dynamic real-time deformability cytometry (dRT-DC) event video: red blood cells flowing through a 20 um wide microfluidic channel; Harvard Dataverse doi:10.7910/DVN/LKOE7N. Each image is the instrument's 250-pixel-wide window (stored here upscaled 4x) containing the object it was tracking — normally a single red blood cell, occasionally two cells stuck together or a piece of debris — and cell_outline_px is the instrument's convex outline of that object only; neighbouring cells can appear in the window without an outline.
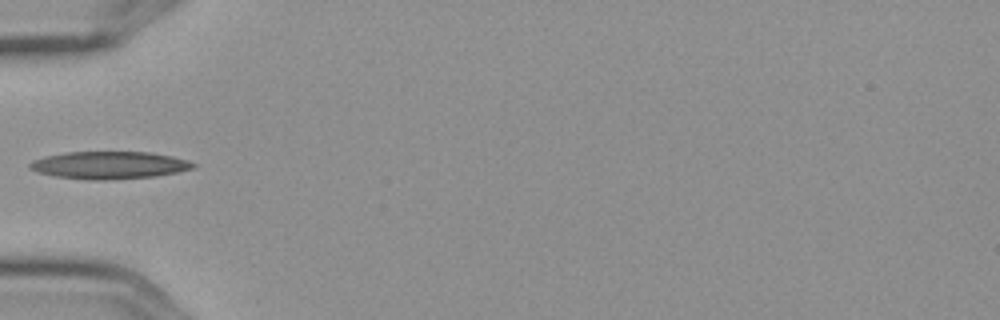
{"species": "Egyptian fruit bat (a non-hibernating species)", "species_latin": "Rousettus aegyptiacus", "temperature_condition": "cold", "stored_images_in_passage": 6, "camera_frame_rate_fps": 3000, "um_per_image_px": 0.085, "frame": {"image": 1, "passage_image": 5, "time_ms": 1.333, "image_size_px": [1000, 320], "cell_outline_px": [[196, 164], [192, 168], [176, 172], [156, 176], [104, 180], [88, 180], [56, 176], [40, 172], [28, 168], [28, 164], [32, 160], [44, 156], [64, 152], [152, 152], [172, 156], [188, 160]], "centroid_in_image_um": [9.26, 14.03], "position_along_channel_um": 75.7, "area_um2": 26.13}}
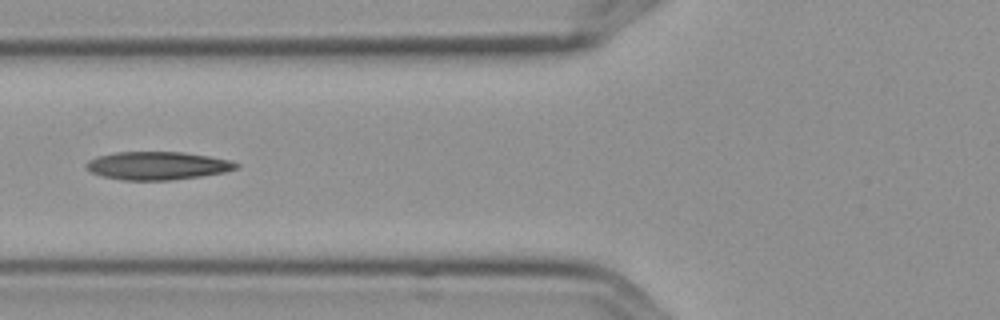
{"frame": {"image": 2, "passage_image": 6, "time_ms": 1.667, "image_size_px": [1000, 320], "cell_outline_px": [[240, 164], [236, 168], [224, 172], [200, 176], [172, 180], [124, 180], [104, 176], [92, 172], [84, 164], [88, 160], [96, 156], [116, 152], [184, 152], [208, 156], [228, 160]], "centroid_in_image_um": [13.36, 14.07], "position_along_channel_um": 112.4, "area_um2": 24.33}}